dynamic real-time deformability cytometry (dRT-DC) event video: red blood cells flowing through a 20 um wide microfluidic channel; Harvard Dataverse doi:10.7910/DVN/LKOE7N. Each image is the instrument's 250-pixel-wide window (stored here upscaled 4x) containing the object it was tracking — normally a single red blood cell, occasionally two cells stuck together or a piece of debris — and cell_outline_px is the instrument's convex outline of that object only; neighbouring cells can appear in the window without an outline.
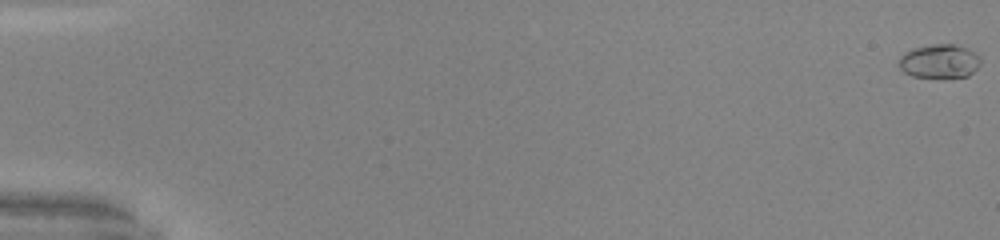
{"species": "common noctule bat (a hibernating species)", "species_latin": "Nyctalus noctula", "temperature_condition": "warm", "stored_images_in_passage": 52, "camera_frame_rate_fps": 3000, "um_per_image_px": 0.085, "animal": {"sex": "male", "body_mass_g": 20.0, "forearm_length_mm": 53.3}, "frame": {"image": 1, "passage_image": 1, "time_ms": 0.0, "image_size_px": [1000, 240], "cell_outline_px": [[980, 64], [968, 76], [912, 76], [904, 72], [900, 68], [900, 56], [912, 48], [932, 44], [952, 44], [968, 48], [980, 56]], "centroid_in_image_um": [79.86, 5.17], "position_along_channel_um": 5.1, "area_um2": 15.78}}
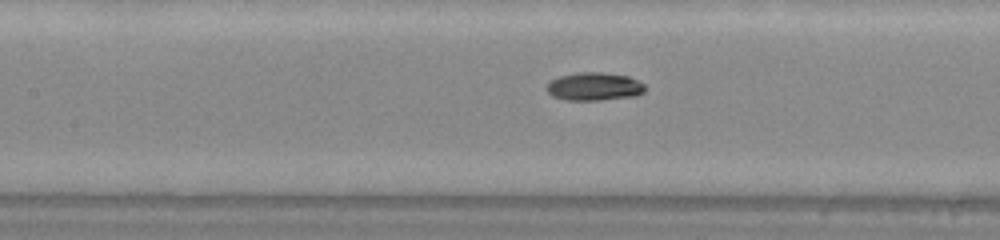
{"frame": {"image": 2, "passage_image": 26, "time_ms": 8.333, "image_size_px": [1000, 240], "cell_outline_px": [[644, 92], [636, 96], [600, 100], [568, 100], [552, 96], [544, 88], [552, 80], [560, 76], [576, 72], [600, 72], [628, 76], [644, 84]], "centroid_in_image_um": [50.49, 7.35], "position_along_channel_um": 156.9, "area_um2": 16.07}}
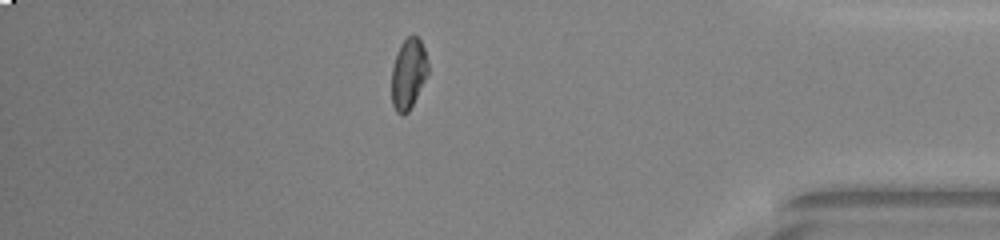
{"frame": {"image": 3, "passage_image": 46, "time_ms": 15.0, "image_size_px": [1000, 240], "cell_outline_px": [[428, 72], [408, 112], [404, 116], [400, 116], [396, 112], [392, 104], [392, 68], [396, 52], [400, 44], [408, 36], [416, 36], [420, 40], [424, 48], [428, 64]], "centroid_in_image_um": [34.69, 6.27], "position_along_channel_um": 400.5, "area_um2": 14.85}, "authors_computed_cell_mechanics": {"area_um2": 15.5482, "velocity_mm_per_s": 4.1238, "shape_relaxation_time_tau1_ms": 5.9671, "shape_relaxation_time_tau2_ms": null, "deformation_change_tau1": 0.2046, "deformation_change_tau2": null}}